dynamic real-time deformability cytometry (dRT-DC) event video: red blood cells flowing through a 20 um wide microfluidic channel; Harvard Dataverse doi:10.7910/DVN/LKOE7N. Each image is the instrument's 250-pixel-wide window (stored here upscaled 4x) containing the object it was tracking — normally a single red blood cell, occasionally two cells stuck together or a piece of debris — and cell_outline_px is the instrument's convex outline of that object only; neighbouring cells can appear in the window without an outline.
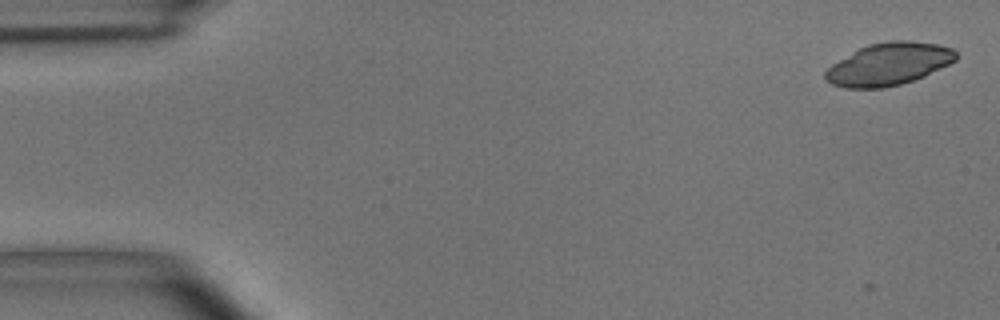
{"species": "common noctule bat (a hibernating species)", "species_latin": "Nyctalus noctula", "temperature_condition": "room temperature", "stored_images_in_passage": 50, "camera_frame_rate_fps": 3000, "um_per_image_px": 0.085, "animal": {"sex": "male", "body_mass_g": 15.6}, "frame": {"image": 1, "passage_image": 4, "time_ms": 1.0, "image_size_px": [1000, 320], "cell_outline_px": [[956, 60], [924, 76], [900, 84], [884, 88], [844, 88], [832, 84], [824, 76], [824, 72], [832, 64], [860, 48], [868, 44], [888, 40], [908, 40], [936, 44], [952, 48], [956, 52]], "centroid_in_image_um": [75.53, 5.44], "position_along_channel_um": 9.5, "area_um2": 32.02}}